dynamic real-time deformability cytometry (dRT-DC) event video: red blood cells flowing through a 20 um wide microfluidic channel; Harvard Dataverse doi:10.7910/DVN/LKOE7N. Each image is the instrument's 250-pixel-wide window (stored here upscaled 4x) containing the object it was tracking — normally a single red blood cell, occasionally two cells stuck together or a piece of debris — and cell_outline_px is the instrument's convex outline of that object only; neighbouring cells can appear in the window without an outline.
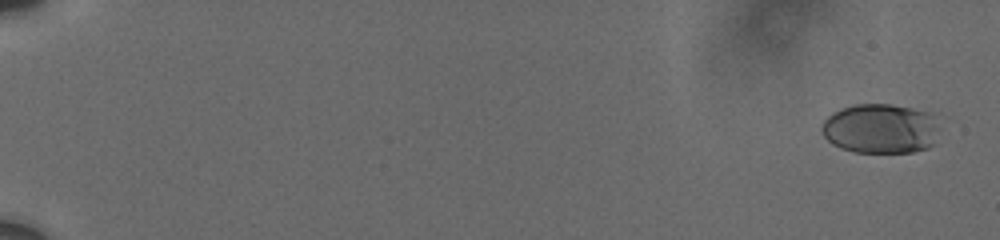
{"species": "human", "species_latin": "Homo sapiens", "temperature_condition": "cold", "stored_images_in_passage": 10, "camera_frame_rate_fps": 3000, "um_per_image_px": 0.085, "donor": {"sex": "male"}, "frame": {"image": 1, "passage_image": 1, "time_ms": 0.0, "image_size_px": [1000, 240], "cell_outline_px": [[932, 144], [928, 148], [912, 152], [856, 152], [840, 148], [832, 144], [824, 136], [820, 128], [820, 124], [828, 116], [840, 108], [856, 104], [892, 104], [912, 108], [928, 112], [932, 128]], "centroid_in_image_um": [74.68, 10.93], "position_along_channel_um": 10.3, "area_um2": 33.29}}
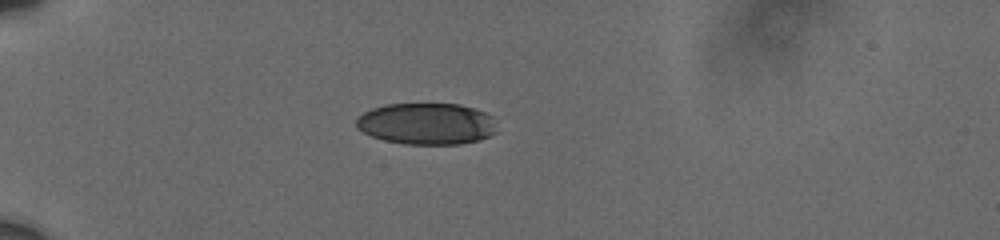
{"frame": {"image": 2, "passage_image": 6, "time_ms": 5.667, "image_size_px": [1000, 240], "cell_outline_px": [[496, 132], [480, 140], [460, 144], [404, 144], [384, 140], [372, 136], [356, 128], [356, 120], [364, 112], [372, 108], [384, 104], [460, 104], [484, 112], [492, 116]], "centroid_in_image_um": [36.25, 10.52], "position_along_channel_um": 48.8, "area_um2": 33.99}}
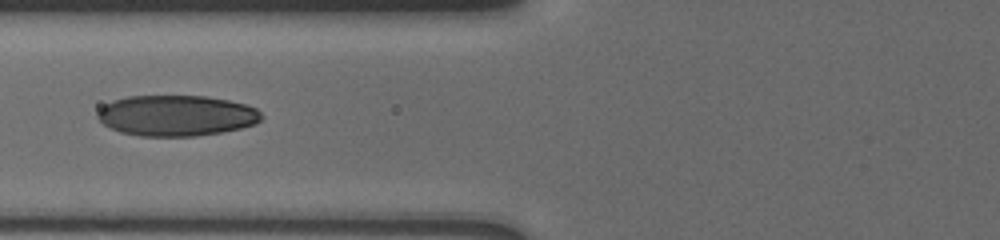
{"frame": {"image": 3, "passage_image": 9, "time_ms": 8.333, "image_size_px": [1000, 240], "cell_outline_px": [[264, 116], [256, 124], [240, 128], [220, 132], [196, 136], [140, 136], [120, 132], [104, 124], [96, 116], [96, 112], [104, 104], [112, 100], [128, 96], [208, 96], [228, 100], [244, 104], [256, 108]], "centroid_in_image_um": [14.98, 9.82], "position_along_channel_um": 110.8, "area_um2": 39.07}}